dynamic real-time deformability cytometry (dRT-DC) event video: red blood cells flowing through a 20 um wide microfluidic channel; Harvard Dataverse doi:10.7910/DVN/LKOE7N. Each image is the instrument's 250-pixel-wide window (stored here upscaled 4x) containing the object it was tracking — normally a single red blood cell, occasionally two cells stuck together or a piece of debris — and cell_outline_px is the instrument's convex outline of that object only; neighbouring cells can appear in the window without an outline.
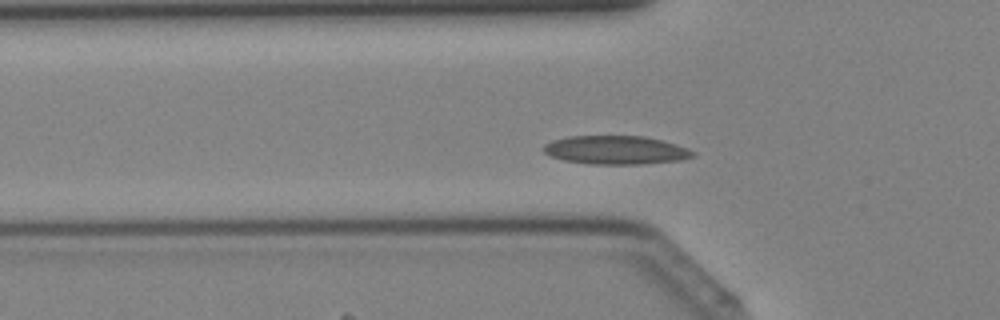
{"species": "Egyptian fruit bat (a non-hibernating species)", "species_latin": "Rousettus aegyptiacus", "temperature_condition": "cold", "stored_images_in_passage": 38, "camera_frame_rate_fps": 3000, "um_per_image_px": 0.085, "animal": {"sex": "female"}, "frame": {"image": 1, "passage_image": 10, "time_ms": 3.0, "image_size_px": [1000, 320], "cell_outline_px": [[696, 156], [680, 160], [640, 164], [588, 164], [564, 160], [552, 156], [544, 152], [540, 148], [544, 144], [552, 140], [568, 136], [644, 136], [676, 144], [688, 148], [696, 152]], "centroid_in_image_um": [52.33, 12.75], "position_along_channel_um": 73.5, "area_um2": 24.97}}
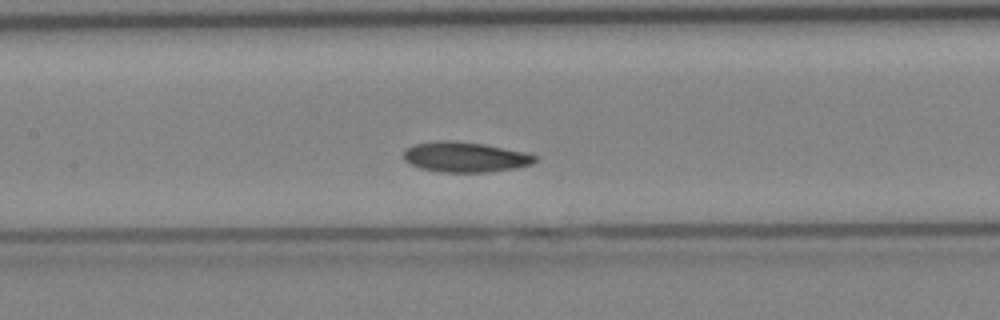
{"frame": {"image": 2, "passage_image": 16, "time_ms": 5.0, "image_size_px": [1000, 320], "cell_outline_px": [[536, 160], [532, 164], [516, 168], [492, 172], [440, 172], [420, 168], [404, 160], [404, 152], [408, 148], [416, 144], [448, 140], [484, 144], [524, 152], [536, 156]], "centroid_in_image_um": [39.56, 13.36], "position_along_channel_um": 167.8, "area_um2": 22.83}}
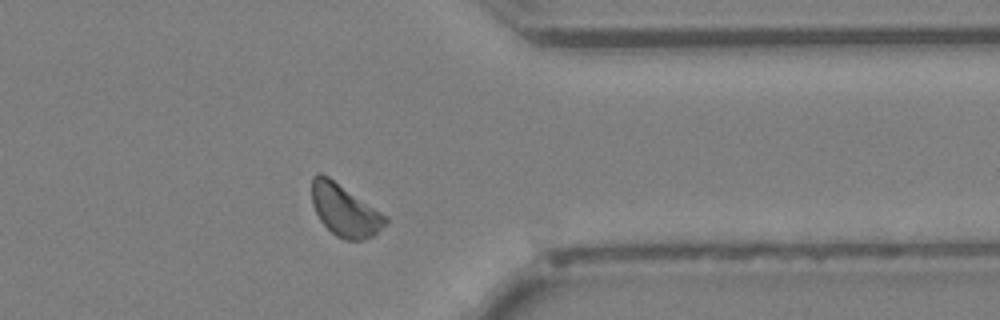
{"frame": {"image": 3, "passage_image": 30, "time_ms": 9.667, "image_size_px": [1000, 320], "cell_outline_px": [[388, 220], [376, 236], [364, 240], [344, 240], [336, 236], [320, 220], [312, 204], [312, 176], [316, 172], [320, 172], [328, 176], [388, 216]], "centroid_in_image_um": [29.32, 17.88], "position_along_channel_um": 382.1, "area_um2": 22.43}}